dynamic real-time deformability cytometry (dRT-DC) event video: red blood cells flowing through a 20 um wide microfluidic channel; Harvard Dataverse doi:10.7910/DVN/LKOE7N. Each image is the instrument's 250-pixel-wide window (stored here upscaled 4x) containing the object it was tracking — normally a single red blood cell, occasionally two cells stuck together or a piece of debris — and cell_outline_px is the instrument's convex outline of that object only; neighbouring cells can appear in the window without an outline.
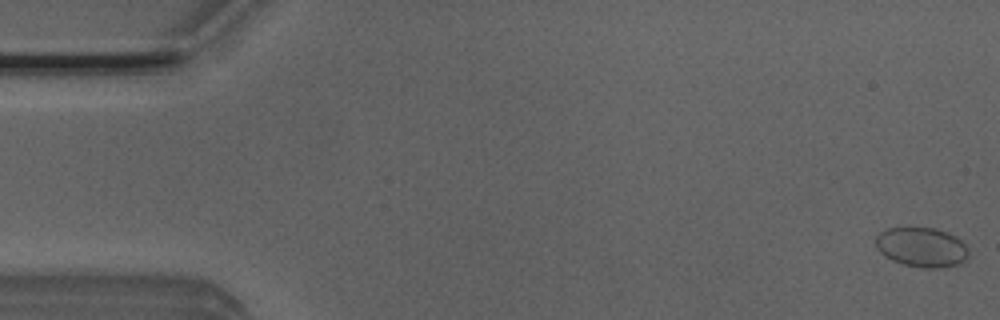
{"species": "Egyptian fruit bat (a non-hibernating species)", "species_latin": "Rousettus aegyptiacus", "temperature_condition": "room temperature", "stored_images_in_passage": 52, "camera_frame_rate_fps": 3000, "um_per_image_px": 0.085, "animal": {"sex": "male"}, "frame": {"image": 1, "passage_image": 1, "time_ms": 0.0, "image_size_px": [1000, 320], "cell_outline_px": [[968, 256], [960, 264], [936, 268], [924, 268], [904, 264], [892, 260], [884, 256], [876, 248], [876, 236], [880, 232], [888, 228], [936, 228], [956, 236], [968, 248]], "centroid_in_image_um": [78.34, 21.01], "position_along_channel_um": 6.7, "area_um2": 21.39}}
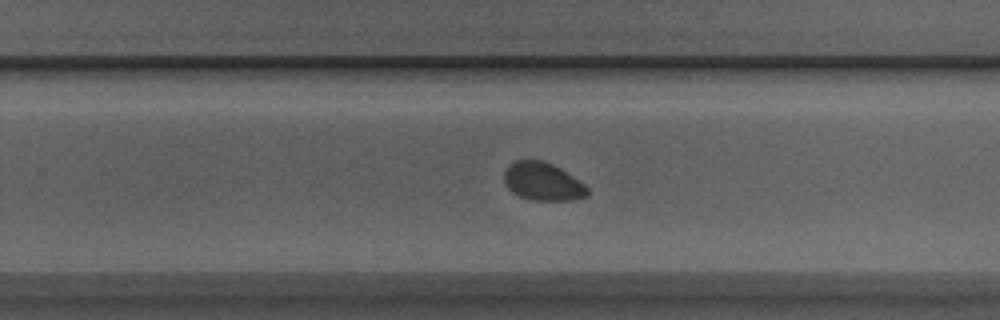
{"frame": {"image": 2, "passage_image": 33, "time_ms": 10.667, "image_size_px": [1000, 320], "cell_outline_px": [[588, 196], [572, 200], [532, 200], [520, 196], [512, 192], [504, 184], [504, 172], [508, 164], [516, 160], [544, 160], [560, 168], [584, 184], [588, 188]], "centroid_in_image_um": [46.11, 15.43], "position_along_channel_um": 283.7, "area_um2": 18.5}}
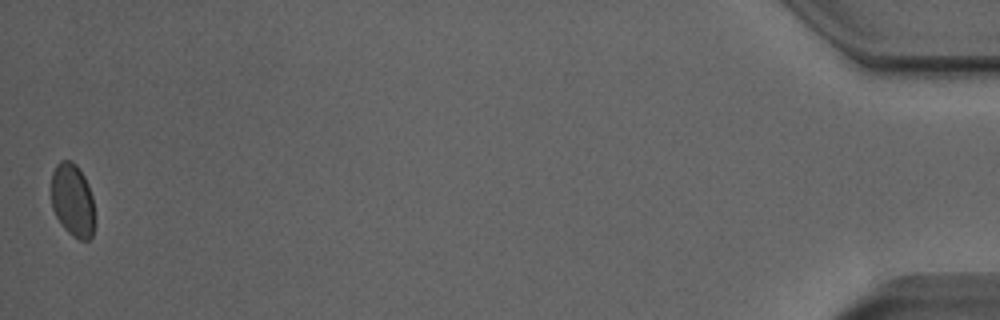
{"frame": {"image": 3, "passage_image": 52, "time_ms": 17.0, "image_size_px": [1000, 320], "cell_outline_px": [[92, 236], [88, 240], [80, 240], [72, 236], [60, 224], [52, 208], [52, 172], [56, 164], [60, 160], [72, 160], [76, 164], [84, 176], [88, 184], [92, 196]], "centroid_in_image_um": [6.14, 16.98], "position_along_channel_um": 429.1, "area_um2": 18.32}, "authors_computed_cell_mechanics": {"area_um2": 19.074, "velocity_mm_per_s": 3.8945, "shape_relaxation_time_tau1_ms": null, "shape_relaxation_time_tau2_ms": 7.0389, "deformation_change_tau1": null, "deformation_change_tau2": 0.0661}}